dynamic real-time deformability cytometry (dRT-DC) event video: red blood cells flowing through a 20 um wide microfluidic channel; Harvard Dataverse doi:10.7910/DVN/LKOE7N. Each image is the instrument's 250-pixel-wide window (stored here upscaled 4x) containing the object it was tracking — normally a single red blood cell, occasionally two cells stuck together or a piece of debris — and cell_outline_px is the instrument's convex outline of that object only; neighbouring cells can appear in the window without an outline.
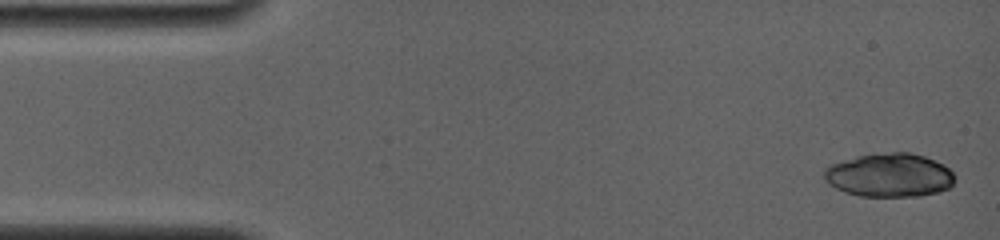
{"species": "common noctule bat (a hibernating species)", "species_latin": "Nyctalus noctula", "temperature_condition": "room temperature", "stored_images_in_passage": 7, "camera_frame_rate_fps": 4000, "um_per_image_px": 0.085, "animal": {"sex": "female", "body_mass_g": 19.0, "forearm_length_mm": 56.7}, "frame": {"image": 1, "passage_image": 1, "time_ms": 0.0, "image_size_px": [1000, 240], "cell_outline_px": [[956, 180], [948, 188], [940, 192], [920, 196], [860, 196], [844, 192], [828, 184], [824, 180], [824, 168], [832, 164], [860, 156], [892, 152], [908, 152], [924, 156], [936, 160], [944, 164], [956, 176]], "centroid_in_image_um": [75.64, 14.9], "position_along_channel_um": 9.4, "area_um2": 33.29}}